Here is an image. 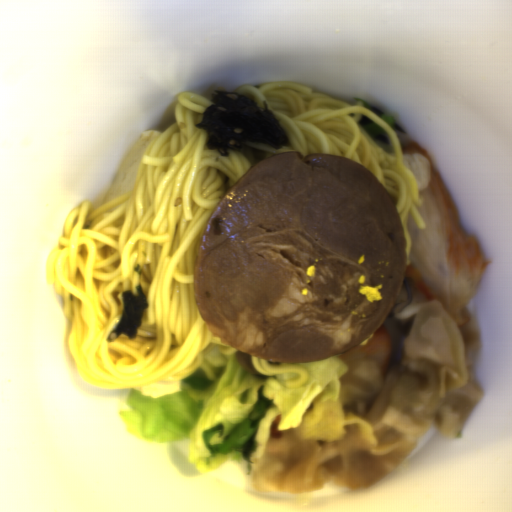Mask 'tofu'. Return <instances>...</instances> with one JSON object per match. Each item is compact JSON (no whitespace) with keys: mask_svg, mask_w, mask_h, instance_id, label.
<instances>
[{"mask_svg":"<svg viewBox=\"0 0 512 512\" xmlns=\"http://www.w3.org/2000/svg\"><path fill=\"white\" fill-rule=\"evenodd\" d=\"M161 133L163 132L158 129L146 130L139 136L128 151L103 205L133 190L136 184L140 160L147 148Z\"/></svg>","mask_w":512,"mask_h":512,"instance_id":"tofu-1","label":"tofu"}]
</instances>
